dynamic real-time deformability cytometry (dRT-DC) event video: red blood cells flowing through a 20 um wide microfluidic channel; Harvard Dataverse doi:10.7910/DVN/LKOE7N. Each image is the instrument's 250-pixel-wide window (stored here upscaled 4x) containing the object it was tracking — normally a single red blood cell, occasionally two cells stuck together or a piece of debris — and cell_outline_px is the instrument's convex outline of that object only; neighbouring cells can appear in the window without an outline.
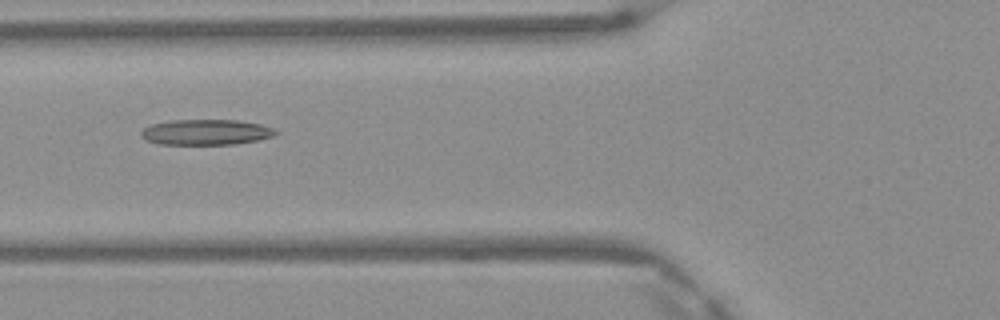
{"species": "Egyptian fruit bat (a non-hibernating species)", "species_latin": "Rousettus aegyptiacus", "temperature_condition": "warm", "stored_images_in_passage": 4, "camera_frame_rate_fps": 3000, "um_per_image_px": 0.085, "frame": {"image": 1, "passage_image": 3, "time_ms": 0.667, "image_size_px": [1000, 320], "cell_outline_px": [[280, 132], [276, 136], [236, 144], [160, 144], [144, 140], [140, 136], [140, 132], [144, 128], [152, 124], [172, 120], [236, 120], [260, 124], [272, 128]], "centroid_in_image_um": [17.51, 11.24], "position_along_channel_um": 108.3, "area_um2": 20.06}}
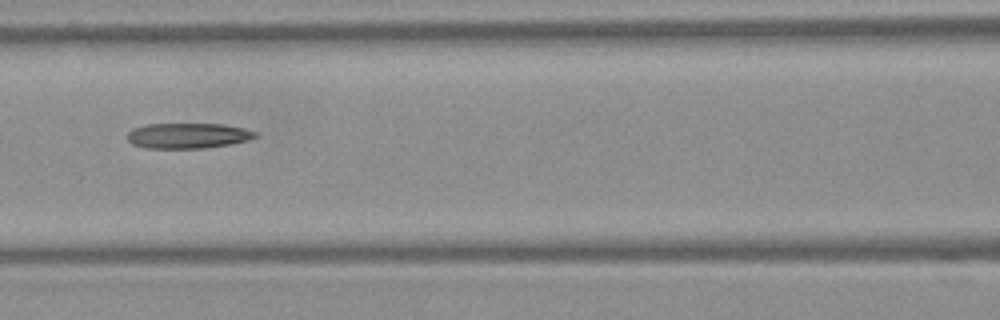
{"frame": {"image": 2, "passage_image": 4, "time_ms": 1.0, "image_size_px": [1000, 320], "cell_outline_px": [[260, 136], [248, 140], [232, 144], [204, 148], [144, 148], [132, 144], [128, 140], [128, 132], [132, 128], [144, 124], [224, 124], [244, 128], [256, 132]], "centroid_in_image_um": [15.98, 11.53], "position_along_channel_um": 150.6, "area_um2": 19.13}}